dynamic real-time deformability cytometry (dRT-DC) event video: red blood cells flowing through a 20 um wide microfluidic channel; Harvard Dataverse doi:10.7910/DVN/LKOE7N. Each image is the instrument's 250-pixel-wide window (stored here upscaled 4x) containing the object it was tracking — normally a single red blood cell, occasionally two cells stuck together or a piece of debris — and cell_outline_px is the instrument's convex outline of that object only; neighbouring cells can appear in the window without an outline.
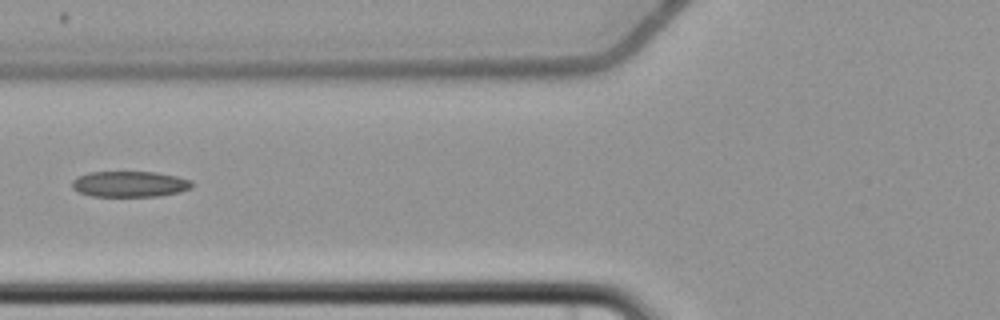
{"species": "common noctule bat (a hibernating species)", "species_latin": "Nyctalus noctula", "temperature_condition": "cold", "stored_images_in_passage": 8, "camera_frame_rate_fps": 3000, "um_per_image_px": 0.085, "animal": {"sex": "female", "body_mass_g": 22.7, "forearm_length_mm": 54.2}, "frame": {"image": 1, "passage_image": 7, "time_ms": 7.667, "image_size_px": [1000, 320], "cell_outline_px": [[196, 184], [192, 188], [180, 192], [160, 196], [92, 196], [80, 192], [72, 188], [72, 180], [76, 176], [88, 172], [156, 172], [176, 176], [192, 180]], "centroid_in_image_um": [11.06, 15.64], "position_along_channel_um": 114.7, "area_um2": 18.26}}
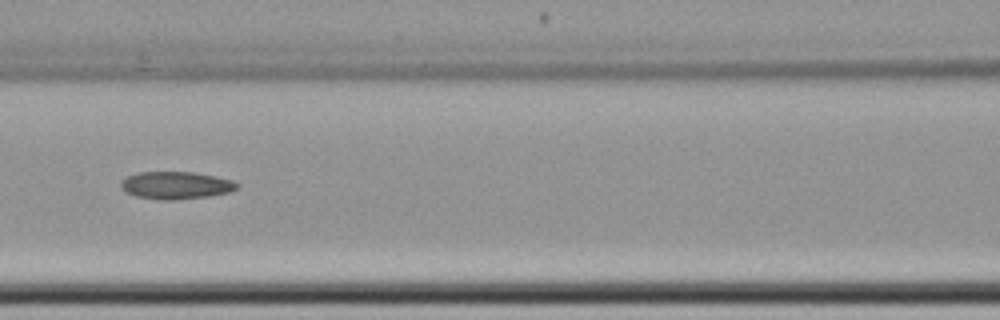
{"frame": {"image": 2, "passage_image": 8, "time_ms": 8.667, "image_size_px": [1000, 320], "cell_outline_px": [[240, 184], [236, 188], [228, 192], [208, 196], [176, 200], [160, 200], [136, 196], [124, 192], [120, 188], [120, 180], [128, 176], [140, 172], [192, 172], [216, 176], [232, 180]], "centroid_in_image_um": [14.91, 15.75], "position_along_channel_um": 151.7, "area_um2": 18.67}}